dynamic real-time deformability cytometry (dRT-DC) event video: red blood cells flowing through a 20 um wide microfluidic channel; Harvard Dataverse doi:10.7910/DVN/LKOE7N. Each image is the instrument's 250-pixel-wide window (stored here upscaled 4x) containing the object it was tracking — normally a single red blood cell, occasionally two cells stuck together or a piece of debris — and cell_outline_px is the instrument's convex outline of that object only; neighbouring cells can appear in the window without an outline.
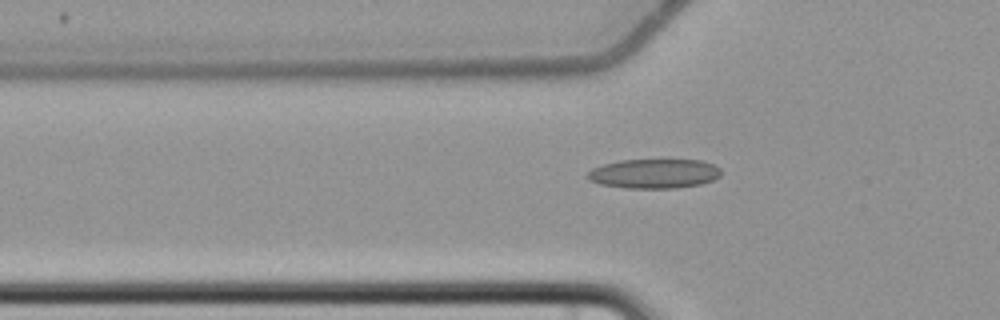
{"species": "common noctule bat (a hibernating species)", "species_latin": "Nyctalus noctula", "temperature_condition": "cold", "stored_images_in_passage": 6, "camera_frame_rate_fps": 3000, "um_per_image_px": 0.085, "animal": {"sex": "female", "body_mass_g": 22.7, "forearm_length_mm": 54.2}, "frame": {"image": 1, "passage_image": 6, "time_ms": 6.667, "image_size_px": [1000, 320], "cell_outline_px": [[720, 176], [712, 180], [700, 184], [676, 188], [628, 188], [600, 184], [588, 180], [584, 176], [592, 168], [604, 164], [620, 160], [704, 160], [720, 168]], "centroid_in_image_um": [55.57, 14.76], "position_along_channel_um": 70.2, "area_um2": 22.95}}